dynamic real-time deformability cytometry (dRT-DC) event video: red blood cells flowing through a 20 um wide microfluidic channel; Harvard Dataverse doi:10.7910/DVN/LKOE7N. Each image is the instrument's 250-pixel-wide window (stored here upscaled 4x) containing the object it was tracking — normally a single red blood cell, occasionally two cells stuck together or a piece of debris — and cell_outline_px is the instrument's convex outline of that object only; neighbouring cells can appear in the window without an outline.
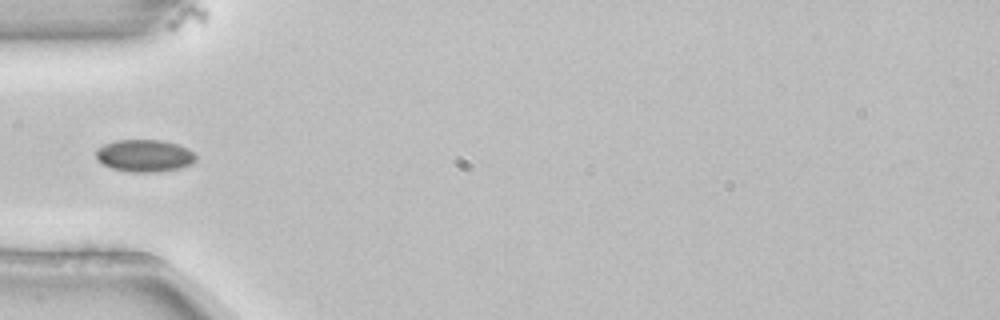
{"species": "common noctule bat (a hibernating species)", "species_latin": "Nyctalus noctula", "temperature_condition": "room temperature", "stored_images_in_passage": 4, "camera_frame_rate_fps": 3000, "um_per_image_px": 0.085, "animal": {"sex": "female", "body_mass_g": 22.7, "forearm_length_mm": 54.2}, "frame": {"image": 1, "passage_image": 3, "time_ms": 0.667, "image_size_px": [1000, 320], "cell_outline_px": [[196, 160], [192, 164], [180, 168], [160, 172], [132, 172], [112, 168], [104, 164], [96, 156], [96, 148], [104, 144], [116, 140], [160, 140], [176, 144], [188, 148], [196, 156]], "centroid_in_image_um": [12.3, 13.23], "position_along_channel_um": 72.7, "area_um2": 18.73}}